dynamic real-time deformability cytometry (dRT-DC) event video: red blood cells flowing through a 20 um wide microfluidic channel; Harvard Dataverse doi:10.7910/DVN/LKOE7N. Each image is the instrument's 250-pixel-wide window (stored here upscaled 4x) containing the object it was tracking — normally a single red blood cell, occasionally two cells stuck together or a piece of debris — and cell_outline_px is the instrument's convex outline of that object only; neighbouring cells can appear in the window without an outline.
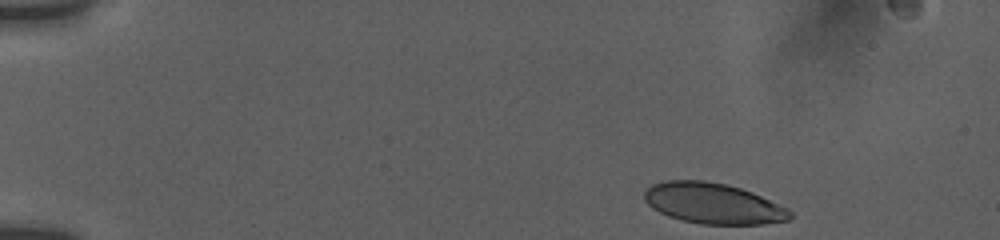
{"species": "human", "species_latin": "Homo sapiens", "temperature_condition": "room temperature", "stored_images_in_passage": 66, "camera_frame_rate_fps": 3000, "um_per_image_px": 0.085, "donor": {"sex": "female"}, "frame": {"image": 1, "passage_image": 1, "time_ms": 0.0, "image_size_px": [1000, 240], "cell_outline_px": [[792, 216], [788, 220], [764, 224], [700, 224], [668, 216], [652, 208], [644, 200], [644, 192], [652, 184], [664, 180], [704, 180], [728, 184], [752, 192], [788, 208], [792, 212]], "centroid_in_image_um": [60.61, 17.28], "position_along_channel_um": 24.4, "area_um2": 34.62}}
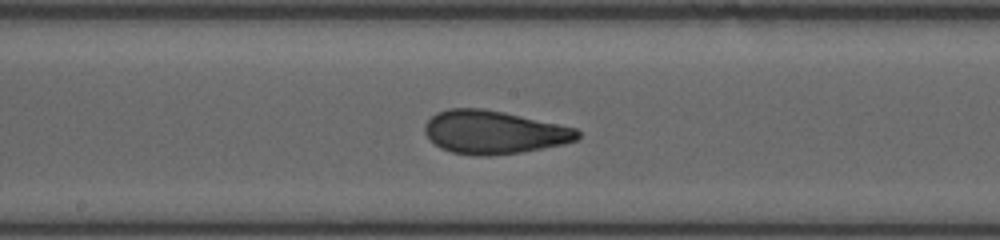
{"frame": {"image": 2, "passage_image": 31, "time_ms": 7.667, "image_size_px": [1000, 240], "cell_outline_px": [[580, 136], [576, 140], [564, 144], [520, 152], [488, 156], [476, 156], [452, 152], [440, 148], [424, 132], [424, 124], [436, 112], [448, 108], [484, 108], [504, 112], [576, 128], [580, 132]], "centroid_in_image_um": [41.96, 11.23], "position_along_channel_um": 206.2, "area_um2": 38.44}}
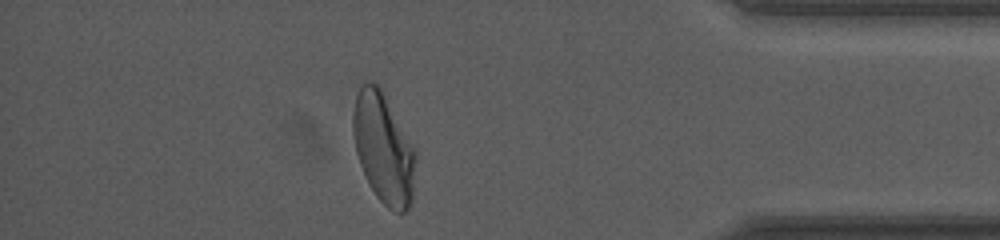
{"frame": {"image": 3, "passage_image": 65, "time_ms": 13.667, "image_size_px": [1000, 240], "cell_outline_px": [[416, 160], [412, 200], [408, 208], [404, 212], [396, 212], [388, 208], [376, 196], [368, 184], [360, 164], [356, 152], [352, 136], [352, 116], [356, 96], [360, 84], [364, 80], [376, 84], [380, 88], [416, 148]], "centroid_in_image_um": [32.59, 12.6], "position_along_channel_um": 402.6, "area_um2": 40.52}, "authors_computed_cell_mechanics": {"area_um2": 37.6856, "velocity_mm_per_s": 3.7745, "shape_relaxation_time_tau1_ms": 5.478, "shape_relaxation_time_tau2_ms": 1.1227, "deformation_change_tau1": 0.2095, "deformation_change_tau2": 0.085}}